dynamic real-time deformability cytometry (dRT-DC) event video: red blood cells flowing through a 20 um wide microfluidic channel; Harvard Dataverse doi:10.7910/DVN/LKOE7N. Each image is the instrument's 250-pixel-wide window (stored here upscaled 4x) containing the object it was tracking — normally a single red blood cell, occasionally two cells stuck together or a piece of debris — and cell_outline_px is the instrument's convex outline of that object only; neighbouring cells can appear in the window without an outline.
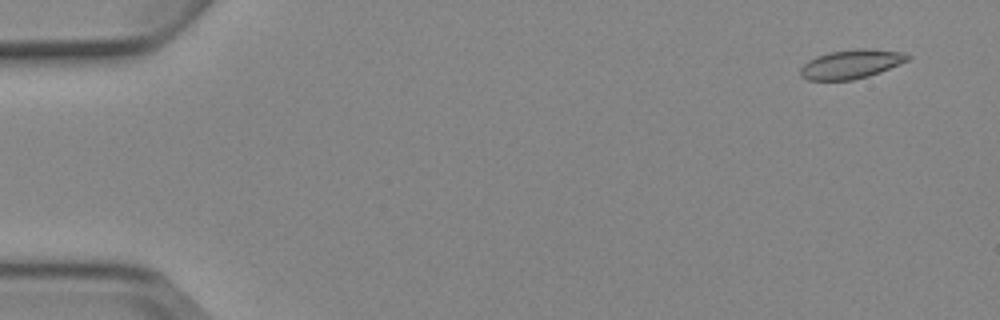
{"species": "Egyptian fruit bat (a non-hibernating species)", "species_latin": "Rousettus aegyptiacus", "temperature_condition": "cold", "stored_images_in_passage": 6, "camera_frame_rate_fps": 3000, "um_per_image_px": 0.085, "animal": {"sex": "female"}, "frame": {"image": 1, "passage_image": 1, "time_ms": 0.0, "image_size_px": [1000, 320], "cell_outline_px": [[912, 56], [908, 60], [900, 64], [880, 72], [868, 76], [852, 80], [808, 80], [800, 76], [800, 68], [808, 60], [816, 56], [828, 52], [860, 48], [864, 48], [904, 52]], "centroid_in_image_um": [72.35, 5.44], "position_along_channel_um": 12.7, "area_um2": 18.21}}
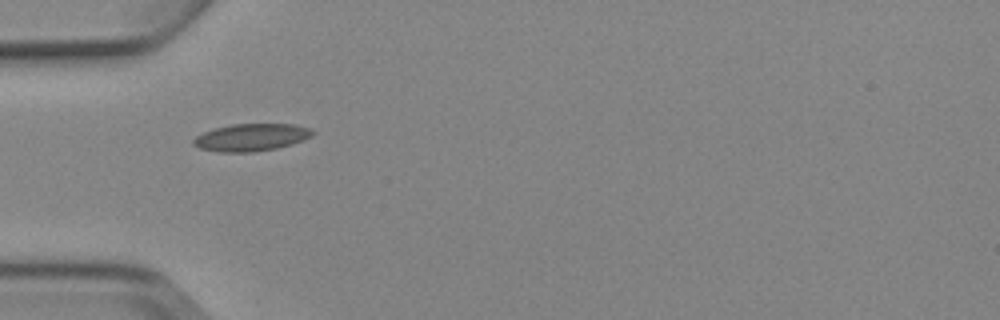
{"frame": {"image": 2, "passage_image": 5, "time_ms": 4.667, "image_size_px": [1000, 320], "cell_outline_px": [[316, 132], [312, 136], [304, 140], [292, 144], [276, 148], [252, 152], [220, 152], [200, 148], [192, 144], [192, 140], [196, 136], [212, 128], [232, 124], [296, 124], [312, 128]], "centroid_in_image_um": [21.38, 11.66], "position_along_channel_um": 63.6, "area_um2": 19.19}}
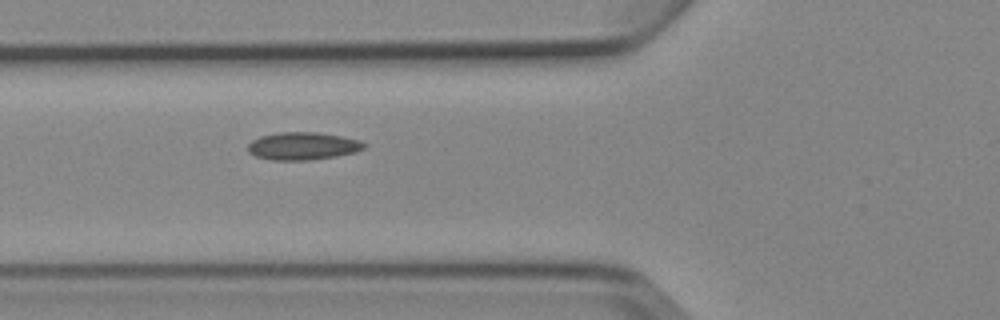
{"frame": {"image": 3, "passage_image": 6, "time_ms": 5.667, "image_size_px": [1000, 320], "cell_outline_px": [[368, 144], [364, 148], [356, 152], [336, 156], [312, 160], [272, 160], [256, 156], [248, 152], [248, 144], [252, 140], [260, 136], [280, 132], [316, 132], [340, 136], [360, 140]], "centroid_in_image_um": [25.75, 12.41], "position_along_channel_um": 100.1, "area_um2": 18.79}}